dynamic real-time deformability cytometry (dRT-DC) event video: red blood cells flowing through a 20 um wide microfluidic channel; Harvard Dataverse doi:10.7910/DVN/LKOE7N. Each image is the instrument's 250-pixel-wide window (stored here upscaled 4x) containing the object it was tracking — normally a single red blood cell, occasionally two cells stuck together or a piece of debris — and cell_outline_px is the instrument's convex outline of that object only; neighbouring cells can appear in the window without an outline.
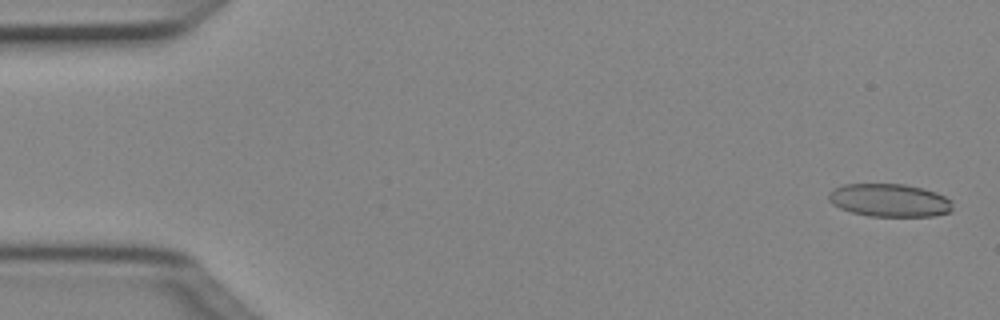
{"species": "Egyptian fruit bat (a non-hibernating species)", "species_latin": "Rousettus aegyptiacus", "temperature_condition": "cold", "stored_images_in_passage": 4, "camera_frame_rate_fps": 3000, "um_per_image_px": 0.085, "animal": {"sex": "female"}, "frame": {"image": 1, "passage_image": 1, "time_ms": 0.0, "image_size_px": [1000, 320], "cell_outline_px": [[952, 208], [948, 212], [936, 216], [868, 216], [852, 212], [840, 208], [832, 204], [828, 200], [828, 192], [832, 188], [844, 184], [904, 184], [936, 192], [952, 200]], "centroid_in_image_um": [75.57, 17.02], "position_along_channel_um": 9.4, "area_um2": 23.93}}
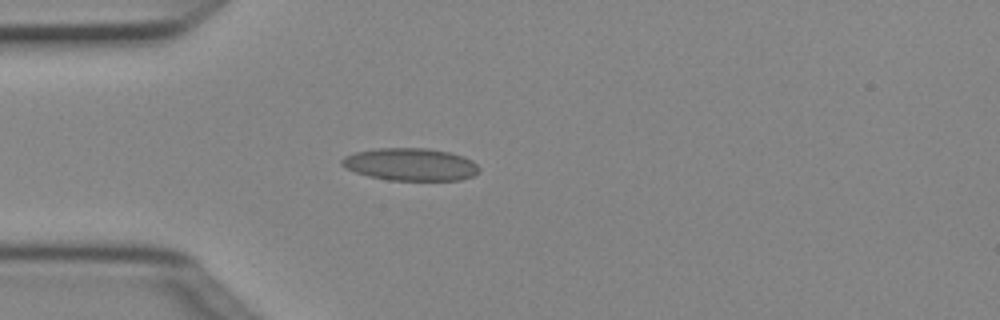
{"frame": {"image": 2, "passage_image": 4, "time_ms": 1.0, "image_size_px": [1000, 320], "cell_outline_px": [[480, 172], [472, 176], [460, 180], [388, 180], [368, 176], [356, 172], [340, 164], [340, 160], [344, 156], [356, 152], [376, 148], [428, 148], [448, 152], [464, 156], [472, 160], [480, 168]], "centroid_in_image_um": [34.91, 13.97], "position_along_channel_um": 50.1, "area_um2": 26.07}}